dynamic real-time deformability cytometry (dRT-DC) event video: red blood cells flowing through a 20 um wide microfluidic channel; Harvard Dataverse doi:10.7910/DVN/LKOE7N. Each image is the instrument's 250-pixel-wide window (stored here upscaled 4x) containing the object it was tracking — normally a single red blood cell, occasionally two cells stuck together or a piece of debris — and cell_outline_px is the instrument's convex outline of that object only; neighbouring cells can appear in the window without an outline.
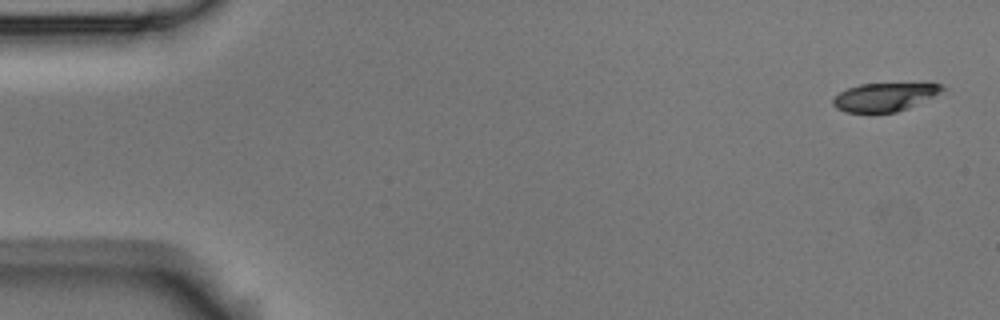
{"species": "Egyptian fruit bat (a non-hibernating species)", "species_latin": "Rousettus aegyptiacus", "temperature_condition": "room temperature", "stored_images_in_passage": 5, "camera_frame_rate_fps": 3000, "um_per_image_px": 0.085, "animal": {"sex": "male"}, "frame": {"image": 1, "passage_image": 1, "time_ms": 0.0, "image_size_px": [1000, 320], "cell_outline_px": [[948, 88], [908, 108], [896, 112], [844, 112], [836, 108], [832, 104], [832, 100], [840, 92], [848, 88], [860, 84], [928, 80], [940, 84]], "centroid_in_image_um": [75.27, 8.18], "position_along_channel_um": 9.7, "area_um2": 18.79}}
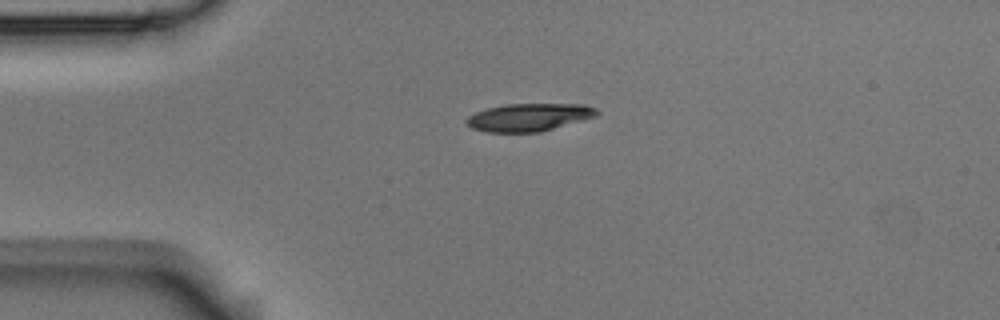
{"frame": {"image": 2, "passage_image": 4, "time_ms": 1.0, "image_size_px": [1000, 320], "cell_outline_px": [[600, 112], [596, 116], [540, 132], [488, 132], [472, 128], [464, 120], [468, 116], [476, 112], [488, 108], [508, 104], [584, 104], [596, 108]], "centroid_in_image_um": [44.97, 9.96], "position_along_channel_um": 40.0, "area_um2": 20.92}}